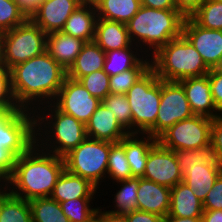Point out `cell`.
<instances>
[{"label":"cell","instance_id":"1","mask_svg":"<svg viewBox=\"0 0 222 222\" xmlns=\"http://www.w3.org/2000/svg\"><path fill=\"white\" fill-rule=\"evenodd\" d=\"M10 72L16 102L31 111L53 103L67 76V70L47 51L15 65Z\"/></svg>","mask_w":222,"mask_h":222},{"label":"cell","instance_id":"2","mask_svg":"<svg viewBox=\"0 0 222 222\" xmlns=\"http://www.w3.org/2000/svg\"><path fill=\"white\" fill-rule=\"evenodd\" d=\"M64 169V157L47 152L34 143L16 157L13 173L9 176V192L26 201L50 197Z\"/></svg>","mask_w":222,"mask_h":222},{"label":"cell","instance_id":"3","mask_svg":"<svg viewBox=\"0 0 222 222\" xmlns=\"http://www.w3.org/2000/svg\"><path fill=\"white\" fill-rule=\"evenodd\" d=\"M34 115L35 143L56 156L64 157L87 138L85 124L53 103L40 106Z\"/></svg>","mask_w":222,"mask_h":222},{"label":"cell","instance_id":"4","mask_svg":"<svg viewBox=\"0 0 222 222\" xmlns=\"http://www.w3.org/2000/svg\"><path fill=\"white\" fill-rule=\"evenodd\" d=\"M184 20L176 9L141 6L126 25L132 44L151 57L160 47L182 35Z\"/></svg>","mask_w":222,"mask_h":222},{"label":"cell","instance_id":"5","mask_svg":"<svg viewBox=\"0 0 222 222\" xmlns=\"http://www.w3.org/2000/svg\"><path fill=\"white\" fill-rule=\"evenodd\" d=\"M151 68L161 80L180 81L208 74L195 47L183 36L170 40L151 56Z\"/></svg>","mask_w":222,"mask_h":222},{"label":"cell","instance_id":"6","mask_svg":"<svg viewBox=\"0 0 222 222\" xmlns=\"http://www.w3.org/2000/svg\"><path fill=\"white\" fill-rule=\"evenodd\" d=\"M35 143L34 111L22 109L14 113H0V174L9 177L16 157Z\"/></svg>","mask_w":222,"mask_h":222},{"label":"cell","instance_id":"7","mask_svg":"<svg viewBox=\"0 0 222 222\" xmlns=\"http://www.w3.org/2000/svg\"><path fill=\"white\" fill-rule=\"evenodd\" d=\"M132 112V133L156 138V119L161 100V79L150 67L127 91Z\"/></svg>","mask_w":222,"mask_h":222},{"label":"cell","instance_id":"8","mask_svg":"<svg viewBox=\"0 0 222 222\" xmlns=\"http://www.w3.org/2000/svg\"><path fill=\"white\" fill-rule=\"evenodd\" d=\"M109 152V141L87 137L64 156L65 169L87 179L100 192V185L106 182Z\"/></svg>","mask_w":222,"mask_h":222},{"label":"cell","instance_id":"9","mask_svg":"<svg viewBox=\"0 0 222 222\" xmlns=\"http://www.w3.org/2000/svg\"><path fill=\"white\" fill-rule=\"evenodd\" d=\"M47 34L30 18L4 32L1 65L11 69L15 65L39 56L46 51Z\"/></svg>","mask_w":222,"mask_h":222},{"label":"cell","instance_id":"10","mask_svg":"<svg viewBox=\"0 0 222 222\" xmlns=\"http://www.w3.org/2000/svg\"><path fill=\"white\" fill-rule=\"evenodd\" d=\"M211 124L212 118L194 114L169 127L157 140L163 147L172 151L208 147Z\"/></svg>","mask_w":222,"mask_h":222},{"label":"cell","instance_id":"11","mask_svg":"<svg viewBox=\"0 0 222 222\" xmlns=\"http://www.w3.org/2000/svg\"><path fill=\"white\" fill-rule=\"evenodd\" d=\"M194 115L182 84L161 80V100L156 119V138L177 122Z\"/></svg>","mask_w":222,"mask_h":222},{"label":"cell","instance_id":"12","mask_svg":"<svg viewBox=\"0 0 222 222\" xmlns=\"http://www.w3.org/2000/svg\"><path fill=\"white\" fill-rule=\"evenodd\" d=\"M101 103L81 84L68 76L64 79L53 104L63 113L75 117L78 121L86 124L96 108Z\"/></svg>","mask_w":222,"mask_h":222},{"label":"cell","instance_id":"13","mask_svg":"<svg viewBox=\"0 0 222 222\" xmlns=\"http://www.w3.org/2000/svg\"><path fill=\"white\" fill-rule=\"evenodd\" d=\"M182 35L195 47L209 69L216 68L222 58V30L207 29L191 17L183 23Z\"/></svg>","mask_w":222,"mask_h":222},{"label":"cell","instance_id":"14","mask_svg":"<svg viewBox=\"0 0 222 222\" xmlns=\"http://www.w3.org/2000/svg\"><path fill=\"white\" fill-rule=\"evenodd\" d=\"M143 178L168 188L183 181L174 151L157 142L148 153Z\"/></svg>","mask_w":222,"mask_h":222},{"label":"cell","instance_id":"15","mask_svg":"<svg viewBox=\"0 0 222 222\" xmlns=\"http://www.w3.org/2000/svg\"><path fill=\"white\" fill-rule=\"evenodd\" d=\"M86 0H44L30 19L47 35L60 32L70 15Z\"/></svg>","mask_w":222,"mask_h":222},{"label":"cell","instance_id":"16","mask_svg":"<svg viewBox=\"0 0 222 222\" xmlns=\"http://www.w3.org/2000/svg\"><path fill=\"white\" fill-rule=\"evenodd\" d=\"M179 82L182 84L190 108L195 115L212 119L222 115L214 104L208 74L185 78Z\"/></svg>","mask_w":222,"mask_h":222},{"label":"cell","instance_id":"17","mask_svg":"<svg viewBox=\"0 0 222 222\" xmlns=\"http://www.w3.org/2000/svg\"><path fill=\"white\" fill-rule=\"evenodd\" d=\"M87 137L112 143L120 142L129 133L102 102L85 124Z\"/></svg>","mask_w":222,"mask_h":222},{"label":"cell","instance_id":"18","mask_svg":"<svg viewBox=\"0 0 222 222\" xmlns=\"http://www.w3.org/2000/svg\"><path fill=\"white\" fill-rule=\"evenodd\" d=\"M171 188L139 177L137 210L165 217L170 210Z\"/></svg>","mask_w":222,"mask_h":222},{"label":"cell","instance_id":"19","mask_svg":"<svg viewBox=\"0 0 222 222\" xmlns=\"http://www.w3.org/2000/svg\"><path fill=\"white\" fill-rule=\"evenodd\" d=\"M98 191L87 179L64 169L58 177L50 197L61 203L79 198H97Z\"/></svg>","mask_w":222,"mask_h":222},{"label":"cell","instance_id":"20","mask_svg":"<svg viewBox=\"0 0 222 222\" xmlns=\"http://www.w3.org/2000/svg\"><path fill=\"white\" fill-rule=\"evenodd\" d=\"M97 19L94 3L91 0H86L66 20L61 32L86 42H92L95 39Z\"/></svg>","mask_w":222,"mask_h":222},{"label":"cell","instance_id":"21","mask_svg":"<svg viewBox=\"0 0 222 222\" xmlns=\"http://www.w3.org/2000/svg\"><path fill=\"white\" fill-rule=\"evenodd\" d=\"M86 41L60 32L47 35L46 51L64 69L68 70L75 62Z\"/></svg>","mask_w":222,"mask_h":222},{"label":"cell","instance_id":"22","mask_svg":"<svg viewBox=\"0 0 222 222\" xmlns=\"http://www.w3.org/2000/svg\"><path fill=\"white\" fill-rule=\"evenodd\" d=\"M158 142L149 134L129 133L125 136V155L133 177H143L148 153Z\"/></svg>","mask_w":222,"mask_h":222},{"label":"cell","instance_id":"23","mask_svg":"<svg viewBox=\"0 0 222 222\" xmlns=\"http://www.w3.org/2000/svg\"><path fill=\"white\" fill-rule=\"evenodd\" d=\"M94 42L105 52L121 50L132 44L126 24L102 18L96 21Z\"/></svg>","mask_w":222,"mask_h":222},{"label":"cell","instance_id":"24","mask_svg":"<svg viewBox=\"0 0 222 222\" xmlns=\"http://www.w3.org/2000/svg\"><path fill=\"white\" fill-rule=\"evenodd\" d=\"M203 211V202L186 183L182 181L171 188L169 215L182 218L202 217Z\"/></svg>","mask_w":222,"mask_h":222},{"label":"cell","instance_id":"25","mask_svg":"<svg viewBox=\"0 0 222 222\" xmlns=\"http://www.w3.org/2000/svg\"><path fill=\"white\" fill-rule=\"evenodd\" d=\"M105 63V51L94 41L86 42L75 62L67 70V76L79 80L85 75L103 69Z\"/></svg>","mask_w":222,"mask_h":222},{"label":"cell","instance_id":"26","mask_svg":"<svg viewBox=\"0 0 222 222\" xmlns=\"http://www.w3.org/2000/svg\"><path fill=\"white\" fill-rule=\"evenodd\" d=\"M221 172L222 169L219 164H202L189 167V171L183 176V182L188 185L198 199L204 202Z\"/></svg>","mask_w":222,"mask_h":222},{"label":"cell","instance_id":"27","mask_svg":"<svg viewBox=\"0 0 222 222\" xmlns=\"http://www.w3.org/2000/svg\"><path fill=\"white\" fill-rule=\"evenodd\" d=\"M98 18L127 24L139 11L140 0H91Z\"/></svg>","mask_w":222,"mask_h":222},{"label":"cell","instance_id":"28","mask_svg":"<svg viewBox=\"0 0 222 222\" xmlns=\"http://www.w3.org/2000/svg\"><path fill=\"white\" fill-rule=\"evenodd\" d=\"M146 54L135 44L121 50L105 52L103 70L111 77L134 68Z\"/></svg>","mask_w":222,"mask_h":222},{"label":"cell","instance_id":"29","mask_svg":"<svg viewBox=\"0 0 222 222\" xmlns=\"http://www.w3.org/2000/svg\"><path fill=\"white\" fill-rule=\"evenodd\" d=\"M116 185L118 186V190L116 189V193L112 194V196L114 195L112 200L113 206H107V208H113L107 211L123 215L136 211L139 177H132L128 180L115 182V186Z\"/></svg>","mask_w":222,"mask_h":222},{"label":"cell","instance_id":"30","mask_svg":"<svg viewBox=\"0 0 222 222\" xmlns=\"http://www.w3.org/2000/svg\"><path fill=\"white\" fill-rule=\"evenodd\" d=\"M132 171L125 155V137L117 143L110 142L106 180L115 182L132 178Z\"/></svg>","mask_w":222,"mask_h":222},{"label":"cell","instance_id":"31","mask_svg":"<svg viewBox=\"0 0 222 222\" xmlns=\"http://www.w3.org/2000/svg\"><path fill=\"white\" fill-rule=\"evenodd\" d=\"M32 222H70L59 202L51 197L29 200Z\"/></svg>","mask_w":222,"mask_h":222},{"label":"cell","instance_id":"32","mask_svg":"<svg viewBox=\"0 0 222 222\" xmlns=\"http://www.w3.org/2000/svg\"><path fill=\"white\" fill-rule=\"evenodd\" d=\"M0 222H32L29 202L8 192L0 202Z\"/></svg>","mask_w":222,"mask_h":222},{"label":"cell","instance_id":"33","mask_svg":"<svg viewBox=\"0 0 222 222\" xmlns=\"http://www.w3.org/2000/svg\"><path fill=\"white\" fill-rule=\"evenodd\" d=\"M151 67L150 56H145L134 68L111 76L109 80L110 94L126 95L127 91Z\"/></svg>","mask_w":222,"mask_h":222},{"label":"cell","instance_id":"34","mask_svg":"<svg viewBox=\"0 0 222 222\" xmlns=\"http://www.w3.org/2000/svg\"><path fill=\"white\" fill-rule=\"evenodd\" d=\"M95 199L96 198L72 199L61 202L60 205L62 207L63 214L70 222H95L99 208V206L93 207Z\"/></svg>","mask_w":222,"mask_h":222},{"label":"cell","instance_id":"35","mask_svg":"<svg viewBox=\"0 0 222 222\" xmlns=\"http://www.w3.org/2000/svg\"><path fill=\"white\" fill-rule=\"evenodd\" d=\"M174 154L179 164L180 171L182 172V176L189 171V167L202 164H218L213 157L211 146L192 150H174Z\"/></svg>","mask_w":222,"mask_h":222},{"label":"cell","instance_id":"36","mask_svg":"<svg viewBox=\"0 0 222 222\" xmlns=\"http://www.w3.org/2000/svg\"><path fill=\"white\" fill-rule=\"evenodd\" d=\"M191 18L204 28L222 30V2L206 0Z\"/></svg>","mask_w":222,"mask_h":222},{"label":"cell","instance_id":"37","mask_svg":"<svg viewBox=\"0 0 222 222\" xmlns=\"http://www.w3.org/2000/svg\"><path fill=\"white\" fill-rule=\"evenodd\" d=\"M115 115L119 124L132 133V112L126 95L109 94L101 101Z\"/></svg>","mask_w":222,"mask_h":222},{"label":"cell","instance_id":"38","mask_svg":"<svg viewBox=\"0 0 222 222\" xmlns=\"http://www.w3.org/2000/svg\"><path fill=\"white\" fill-rule=\"evenodd\" d=\"M22 108L16 102L12 90L11 72L0 65V113H14Z\"/></svg>","mask_w":222,"mask_h":222},{"label":"cell","instance_id":"39","mask_svg":"<svg viewBox=\"0 0 222 222\" xmlns=\"http://www.w3.org/2000/svg\"><path fill=\"white\" fill-rule=\"evenodd\" d=\"M28 17L13 0H0V30L6 32L24 23Z\"/></svg>","mask_w":222,"mask_h":222},{"label":"cell","instance_id":"40","mask_svg":"<svg viewBox=\"0 0 222 222\" xmlns=\"http://www.w3.org/2000/svg\"><path fill=\"white\" fill-rule=\"evenodd\" d=\"M109 80L110 76L103 69L79 79L90 94L101 101L110 94Z\"/></svg>","mask_w":222,"mask_h":222},{"label":"cell","instance_id":"41","mask_svg":"<svg viewBox=\"0 0 222 222\" xmlns=\"http://www.w3.org/2000/svg\"><path fill=\"white\" fill-rule=\"evenodd\" d=\"M210 146L214 159L222 169V115L212 119Z\"/></svg>","mask_w":222,"mask_h":222},{"label":"cell","instance_id":"42","mask_svg":"<svg viewBox=\"0 0 222 222\" xmlns=\"http://www.w3.org/2000/svg\"><path fill=\"white\" fill-rule=\"evenodd\" d=\"M204 210H222V172L215 180L203 202Z\"/></svg>","mask_w":222,"mask_h":222},{"label":"cell","instance_id":"43","mask_svg":"<svg viewBox=\"0 0 222 222\" xmlns=\"http://www.w3.org/2000/svg\"><path fill=\"white\" fill-rule=\"evenodd\" d=\"M208 79L214 104L222 113V72L212 68L208 72Z\"/></svg>","mask_w":222,"mask_h":222},{"label":"cell","instance_id":"44","mask_svg":"<svg viewBox=\"0 0 222 222\" xmlns=\"http://www.w3.org/2000/svg\"><path fill=\"white\" fill-rule=\"evenodd\" d=\"M176 10L185 18L191 17L206 0H173Z\"/></svg>","mask_w":222,"mask_h":222},{"label":"cell","instance_id":"45","mask_svg":"<svg viewBox=\"0 0 222 222\" xmlns=\"http://www.w3.org/2000/svg\"><path fill=\"white\" fill-rule=\"evenodd\" d=\"M125 215L127 216V222H162L163 220V217L158 214L139 210Z\"/></svg>","mask_w":222,"mask_h":222},{"label":"cell","instance_id":"46","mask_svg":"<svg viewBox=\"0 0 222 222\" xmlns=\"http://www.w3.org/2000/svg\"><path fill=\"white\" fill-rule=\"evenodd\" d=\"M95 222H127V216L111 213L106 210V207L102 208L100 206L96 214Z\"/></svg>","mask_w":222,"mask_h":222},{"label":"cell","instance_id":"47","mask_svg":"<svg viewBox=\"0 0 222 222\" xmlns=\"http://www.w3.org/2000/svg\"><path fill=\"white\" fill-rule=\"evenodd\" d=\"M28 18L38 9L44 0H13Z\"/></svg>","mask_w":222,"mask_h":222},{"label":"cell","instance_id":"48","mask_svg":"<svg viewBox=\"0 0 222 222\" xmlns=\"http://www.w3.org/2000/svg\"><path fill=\"white\" fill-rule=\"evenodd\" d=\"M141 5L144 7H150L153 9H176L173 0H140Z\"/></svg>","mask_w":222,"mask_h":222},{"label":"cell","instance_id":"49","mask_svg":"<svg viewBox=\"0 0 222 222\" xmlns=\"http://www.w3.org/2000/svg\"><path fill=\"white\" fill-rule=\"evenodd\" d=\"M202 222H222V210H204Z\"/></svg>","mask_w":222,"mask_h":222},{"label":"cell","instance_id":"50","mask_svg":"<svg viewBox=\"0 0 222 222\" xmlns=\"http://www.w3.org/2000/svg\"><path fill=\"white\" fill-rule=\"evenodd\" d=\"M162 222H202V217L182 218L167 214L163 217Z\"/></svg>","mask_w":222,"mask_h":222},{"label":"cell","instance_id":"51","mask_svg":"<svg viewBox=\"0 0 222 222\" xmlns=\"http://www.w3.org/2000/svg\"><path fill=\"white\" fill-rule=\"evenodd\" d=\"M9 192V177L0 174V202Z\"/></svg>","mask_w":222,"mask_h":222},{"label":"cell","instance_id":"52","mask_svg":"<svg viewBox=\"0 0 222 222\" xmlns=\"http://www.w3.org/2000/svg\"><path fill=\"white\" fill-rule=\"evenodd\" d=\"M3 37H4V32L0 30V65L2 61V55H3Z\"/></svg>","mask_w":222,"mask_h":222},{"label":"cell","instance_id":"53","mask_svg":"<svg viewBox=\"0 0 222 222\" xmlns=\"http://www.w3.org/2000/svg\"><path fill=\"white\" fill-rule=\"evenodd\" d=\"M217 70H219L220 72H222V58L218 64V66L216 67Z\"/></svg>","mask_w":222,"mask_h":222}]
</instances>
